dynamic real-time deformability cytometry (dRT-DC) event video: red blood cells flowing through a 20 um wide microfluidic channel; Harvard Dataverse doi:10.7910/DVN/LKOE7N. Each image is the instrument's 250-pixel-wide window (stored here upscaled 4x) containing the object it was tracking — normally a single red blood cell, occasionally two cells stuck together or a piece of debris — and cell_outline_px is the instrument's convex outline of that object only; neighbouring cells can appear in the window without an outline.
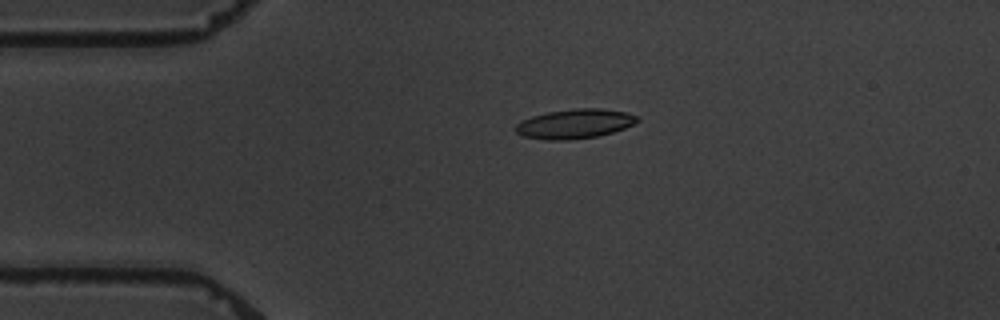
{"species": "common noctule bat (a hibernating species)", "species_latin": "Nyctalus noctula", "temperature_condition": "warm", "stored_images_in_passage": 4, "camera_frame_rate_fps": 3000, "um_per_image_px": 0.085, "animal": {"sex": "male", "body_mass_g": 19.5, "forearm_length_mm": 54.6}, "frame": {"image": 1, "passage_image": 3, "time_ms": 2.333, "image_size_px": [1000, 320], "cell_outline_px": [[640, 120], [624, 128], [612, 132], [596, 136], [568, 140], [544, 140], [524, 136], [516, 132], [516, 124], [532, 116], [548, 112], [576, 108], [600, 108], [624, 112], [636, 116]], "centroid_in_image_um": [48.84, 10.52], "position_along_channel_um": 36.2, "area_um2": 20.58}}